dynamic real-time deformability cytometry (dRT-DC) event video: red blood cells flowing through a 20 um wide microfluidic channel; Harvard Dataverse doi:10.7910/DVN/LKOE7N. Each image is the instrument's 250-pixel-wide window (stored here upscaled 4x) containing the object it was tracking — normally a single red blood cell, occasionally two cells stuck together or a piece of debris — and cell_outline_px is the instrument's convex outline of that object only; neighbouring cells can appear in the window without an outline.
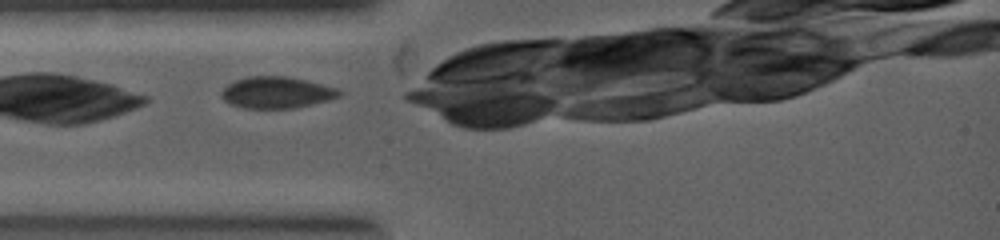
{"species": "common noctule bat (a hibernating species)", "species_latin": "Nyctalus noctula", "temperature_condition": "warm", "stored_images_in_passage": 2, "camera_frame_rate_fps": 5000, "um_per_image_px": 0.085, "animal": {"sex": "female", "body_mass_g": 19.0, "forearm_length_mm": 53.3}, "frame": {"image": 1, "passage_image": 1, "time_ms": 0.0, "image_size_px": [1000, 240], "cell_outline_px": [[340, 96], [292, 108], [244, 108], [232, 104], [224, 100], [220, 96], [220, 92], [228, 84], [236, 80], [248, 76], [288, 76], [336, 88], [340, 92]], "centroid_in_image_um": [23.43, 7.85], "position_along_channel_um": 61.6, "area_um2": 21.15}}